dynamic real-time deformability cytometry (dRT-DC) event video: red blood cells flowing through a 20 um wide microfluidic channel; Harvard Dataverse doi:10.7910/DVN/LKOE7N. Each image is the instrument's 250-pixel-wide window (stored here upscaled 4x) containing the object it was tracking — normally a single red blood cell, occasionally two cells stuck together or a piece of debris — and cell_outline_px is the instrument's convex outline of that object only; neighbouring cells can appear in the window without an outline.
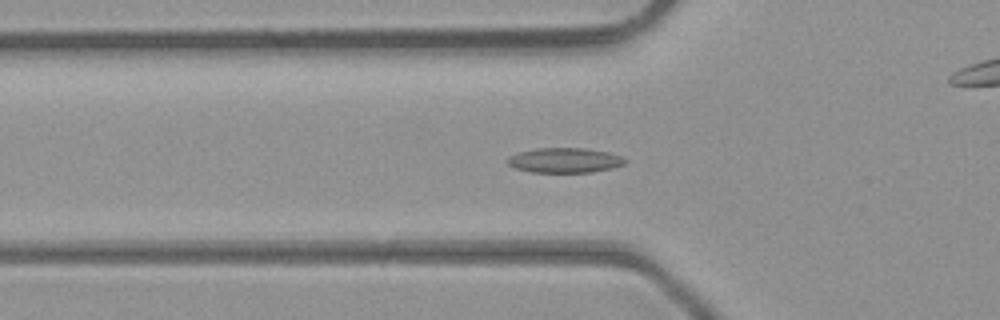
{"species": "common noctule bat (a hibernating species)", "species_latin": "Nyctalus noctula", "temperature_condition": "room temperature", "stored_images_in_passage": 46, "camera_frame_rate_fps": 3000, "um_per_image_px": 0.085, "animal": {"sex": "male", "body_mass_g": 23.1, "forearm_length_mm": 52.7}, "frame": {"image": 1, "passage_image": 14, "time_ms": 4.333, "image_size_px": [1000, 320], "cell_outline_px": [[628, 160], [624, 164], [612, 168], [592, 172], [532, 172], [516, 168], [508, 164], [504, 160], [508, 156], [520, 152], [536, 148], [584, 148], [608, 152], [620, 156]], "centroid_in_image_um": [47.98, 13.62], "position_along_channel_um": 77.8, "area_um2": 17.05}}
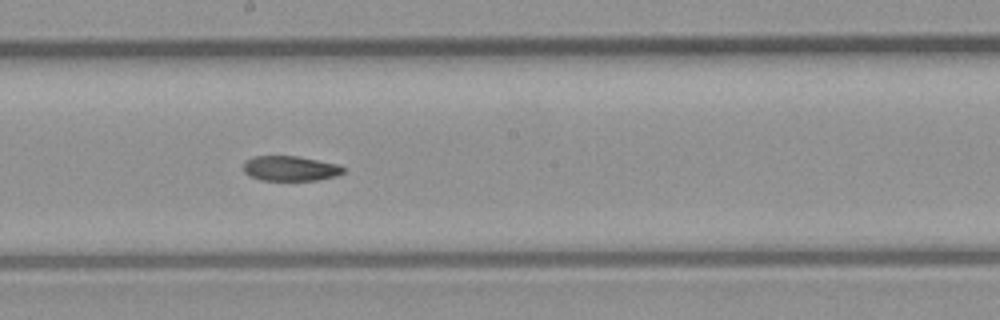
{"frame": {"image": 2, "passage_image": 24, "time_ms": 7.667, "image_size_px": [1000, 320], "cell_outline_px": [[348, 168], [344, 172], [336, 176], [320, 180], [260, 180], [248, 176], [244, 172], [244, 164], [248, 160], [256, 156], [296, 156], [340, 164]], "centroid_in_image_um": [24.74, 14.32], "position_along_channel_um": 223.5, "area_um2": 14.68}}
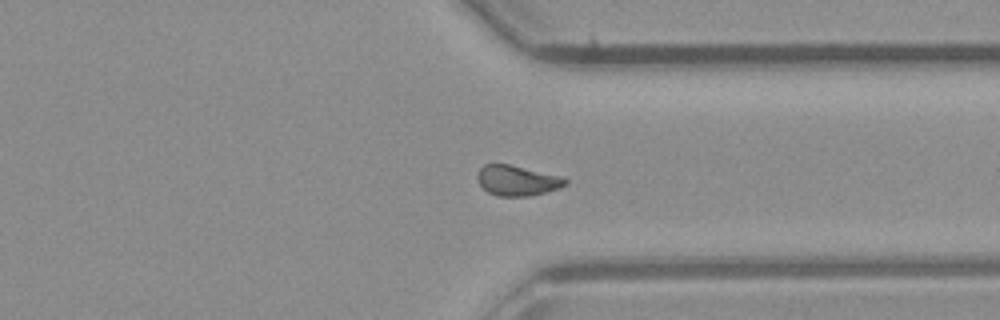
{"frame": {"image": 3, "passage_image": 34, "time_ms": 11.0, "image_size_px": [1000, 320], "cell_outline_px": [[568, 184], [560, 188], [528, 196], [496, 196], [488, 192], [480, 184], [476, 176], [480, 168], [484, 164], [508, 164], [564, 176], [568, 180]], "centroid_in_image_um": [43.99, 15.34], "position_along_channel_um": 367.4, "area_um2": 15.61}, "authors_computed_cell_mechanics": {"area_um2": 15.8083, "velocity_mm_per_s": 4.3366, "shape_relaxation_time_tau1_ms": 9.1287, "shape_relaxation_time_tau2_ms": 5.1903, "deformation_change_tau1": 0.1796, "deformation_change_tau2": 0.1018}}